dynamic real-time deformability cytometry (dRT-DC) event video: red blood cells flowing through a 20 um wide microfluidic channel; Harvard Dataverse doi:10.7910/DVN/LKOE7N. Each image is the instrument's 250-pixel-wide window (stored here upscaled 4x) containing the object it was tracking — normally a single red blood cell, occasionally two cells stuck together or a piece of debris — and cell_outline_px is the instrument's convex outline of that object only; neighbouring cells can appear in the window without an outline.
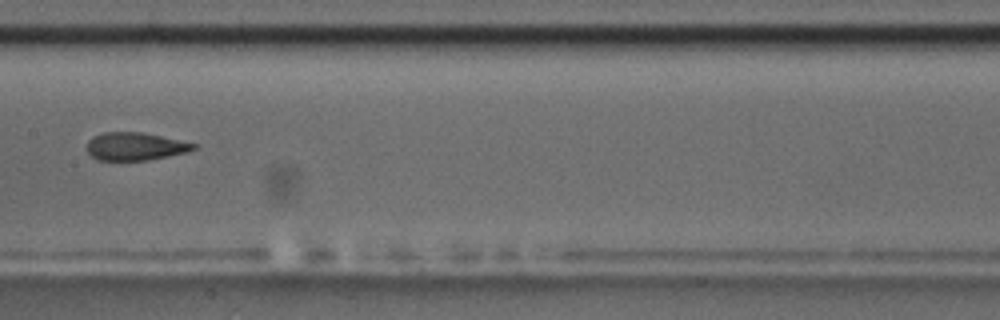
{"species": "common noctule bat (a hibernating species)", "species_latin": "Nyctalus noctula", "temperature_condition": "room temperature", "stored_images_in_passage": 8, "camera_frame_rate_fps": 3000, "um_per_image_px": 0.085, "animal": {"sex": "male", "body_mass_g": 17.5, "forearm_length_mm": 52.3}, "frame": {"image": 1, "passage_image": 6, "time_ms": 5.667, "image_size_px": [1000, 320], "cell_outline_px": [[200, 144], [196, 148], [188, 152], [148, 160], [96, 160], [84, 148], [88, 140], [92, 136], [104, 132], [144, 132]], "centroid_in_image_um": [11.49, 12.43], "position_along_channel_um": 195.9, "area_um2": 17.69}}